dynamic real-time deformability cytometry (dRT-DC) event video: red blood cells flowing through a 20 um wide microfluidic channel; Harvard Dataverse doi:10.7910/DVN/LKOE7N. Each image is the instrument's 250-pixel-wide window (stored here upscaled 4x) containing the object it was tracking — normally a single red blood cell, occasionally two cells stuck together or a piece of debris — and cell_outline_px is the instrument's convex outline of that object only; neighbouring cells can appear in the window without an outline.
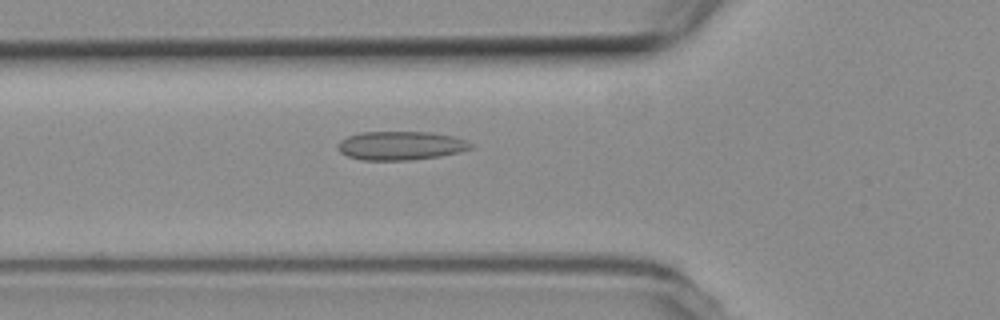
{"species": "common noctule bat (a hibernating species)", "species_latin": "Nyctalus noctula", "temperature_condition": "room temperature", "stored_images_in_passage": 37, "camera_frame_rate_fps": 3000, "um_per_image_px": 0.085, "animal": {"sex": "female", "body_mass_g": 19.3, "forearm_length_mm": 54.1}, "frame": {"image": 1, "passage_image": 6, "time_ms": 1.667, "image_size_px": [1000, 320], "cell_outline_px": [[476, 144], [472, 148], [460, 152], [440, 156], [412, 160], [364, 160], [348, 156], [340, 152], [336, 144], [340, 140], [348, 136], [360, 132], [432, 132], [452, 136]], "centroid_in_image_um": [34.07, 12.38], "position_along_channel_um": 91.7, "area_um2": 22.37}}
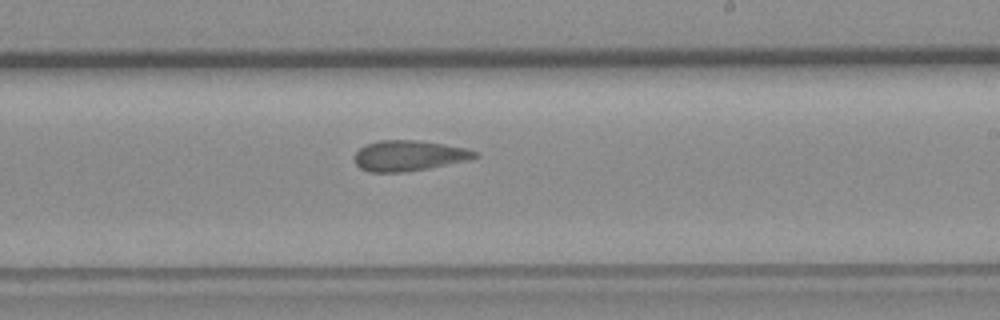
{"frame": {"image": 2, "passage_image": 19, "time_ms": 6.0, "image_size_px": [1000, 320], "cell_outline_px": [[480, 156], [468, 160], [428, 168], [404, 172], [372, 172], [360, 168], [356, 164], [356, 152], [360, 148], [368, 144], [380, 140], [416, 140], [444, 144], [468, 148], [476, 152]], "centroid_in_image_um": [34.79, 13.23], "position_along_channel_um": 254.2, "area_um2": 21.21}}
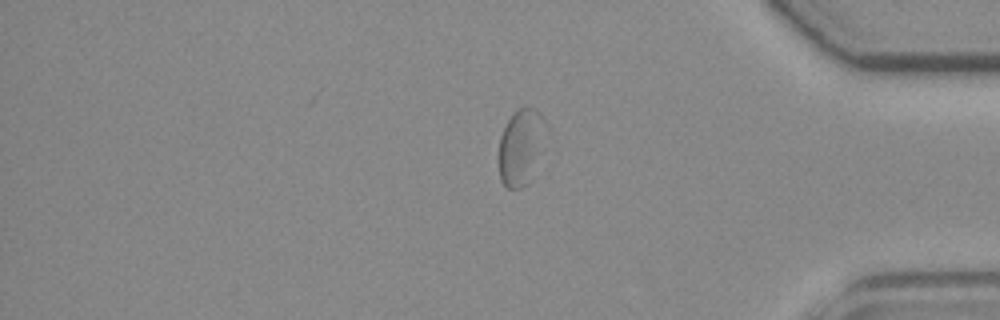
{"frame": {"image": 3, "passage_image": 32, "time_ms": 10.333, "image_size_px": [1000, 320], "cell_outline_px": [[548, 128], [524, 184], [520, 188], [508, 188], [500, 180], [500, 136], [512, 112], [516, 108], [536, 108], [540, 112]], "centroid_in_image_um": [44.24, 12.36], "position_along_channel_um": 391.0, "area_um2": 19.71}}